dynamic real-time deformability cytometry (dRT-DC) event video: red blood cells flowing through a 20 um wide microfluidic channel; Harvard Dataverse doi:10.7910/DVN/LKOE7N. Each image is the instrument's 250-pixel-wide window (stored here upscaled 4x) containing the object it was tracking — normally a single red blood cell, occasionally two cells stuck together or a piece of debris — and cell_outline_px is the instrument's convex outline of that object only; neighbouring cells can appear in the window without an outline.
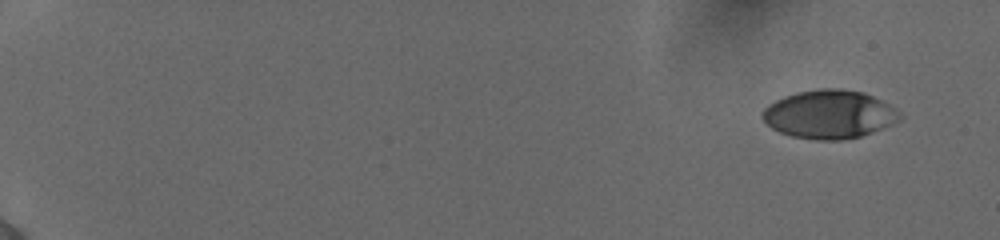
{"species": "human", "species_latin": "Homo sapiens", "temperature_condition": "cold", "stored_images_in_passage": 53, "camera_frame_rate_fps": 3000, "um_per_image_px": 0.085, "donor": {"sex": "female"}, "frame": {"image": 1, "passage_image": 1, "time_ms": 0.0, "image_size_px": [1000, 240], "cell_outline_px": [[904, 116], [900, 120], [892, 124], [872, 132], [860, 136], [840, 140], [816, 140], [792, 136], [780, 132], [772, 128], [760, 116], [760, 112], [768, 104], [784, 96], [796, 92], [816, 88], [840, 88], [864, 92], [896, 108]], "centroid_in_image_um": [70.48, 9.7], "position_along_channel_um": 14.5, "area_um2": 39.02}}
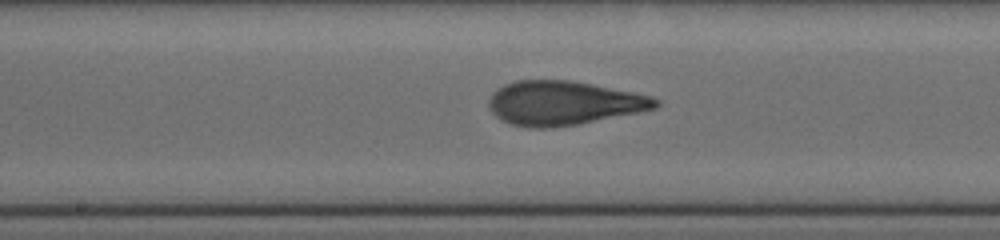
{"frame": {"image": 2, "passage_image": 30, "time_ms": 9.667, "image_size_px": [1000, 240], "cell_outline_px": [[660, 104], [656, 108], [576, 124], [548, 128], [532, 128], [512, 124], [500, 120], [492, 112], [488, 104], [488, 100], [492, 92], [496, 88], [504, 84], [516, 80], [568, 80], [592, 84], [652, 96], [660, 100]], "centroid_in_image_um": [47.85, 8.75], "position_along_channel_um": 200.4, "area_um2": 42.6}}
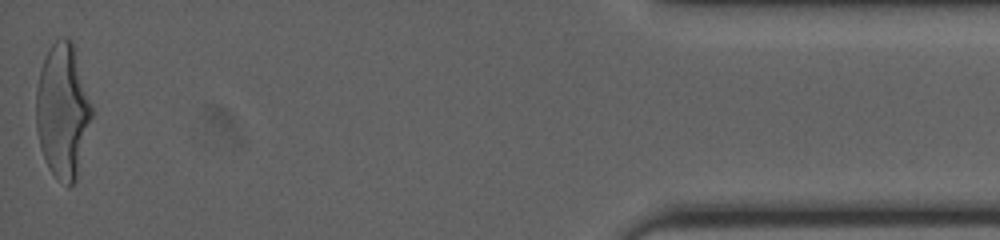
{"frame": {"image": 3, "passage_image": 53, "time_ms": 17.333, "image_size_px": [1000, 240], "cell_outline_px": [[92, 116], [76, 180], [68, 188], [48, 168], [40, 148], [36, 128], [36, 88], [40, 68], [44, 56], [48, 48], [56, 40], [64, 36], [72, 40], [92, 104]], "centroid_in_image_um": [5.32, 9.4], "position_along_channel_um": 429.9, "area_um2": 43.7}, "authors_computed_cell_mechanics": {"area_um2": 41.0958, "velocity_mm_per_s": 3.8836, "shape_relaxation_time_tau1_ms": 3.5822, "shape_relaxation_time_tau2_ms": 0.9939, "deformation_change_tau1": 0.1929, "deformation_change_tau2": 0.0872}}